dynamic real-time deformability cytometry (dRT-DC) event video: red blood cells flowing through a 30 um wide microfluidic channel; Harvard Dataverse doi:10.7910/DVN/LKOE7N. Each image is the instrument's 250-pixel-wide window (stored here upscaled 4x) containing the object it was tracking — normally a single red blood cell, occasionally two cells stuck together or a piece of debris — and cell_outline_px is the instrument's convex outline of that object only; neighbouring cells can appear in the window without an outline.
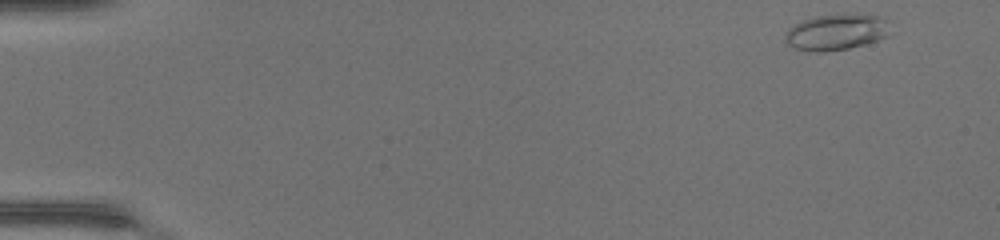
{"species": "common noctule bat (a hibernating species)", "species_latin": "Nyctalus noctula", "temperature_condition": "warm", "stored_images_in_passage": 45, "camera_frame_rate_fps": 3000, "um_per_image_px": 0.085, "animal": {"sex": "female", "body_mass_g": 17.0, "forearm_length_mm": 48.0}, "frame": {"image": 1, "passage_image": 1, "time_ms": 0.0, "image_size_px": [1000, 240], "cell_outline_px": [[884, 36], [876, 40], [864, 44], [848, 48], [824, 52], [816, 52], [796, 48], [788, 44], [784, 36], [796, 24], [804, 20], [816, 16], [880, 16], [884, 20]], "centroid_in_image_um": [70.98, 2.77], "position_along_channel_um": 14.0, "area_um2": 20.52}}
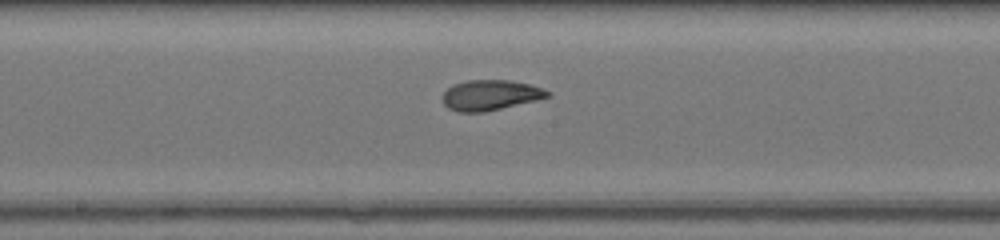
{"frame": {"image": 2, "passage_image": 24, "time_ms": 7.667, "image_size_px": [1000, 240], "cell_outline_px": [[552, 96], [536, 100], [484, 112], [456, 112], [448, 108], [440, 100], [440, 96], [452, 84], [464, 80], [512, 80], [544, 88], [552, 92]], "centroid_in_image_um": [41.65, 8.08], "position_along_channel_um": 206.5, "area_um2": 18.9}}
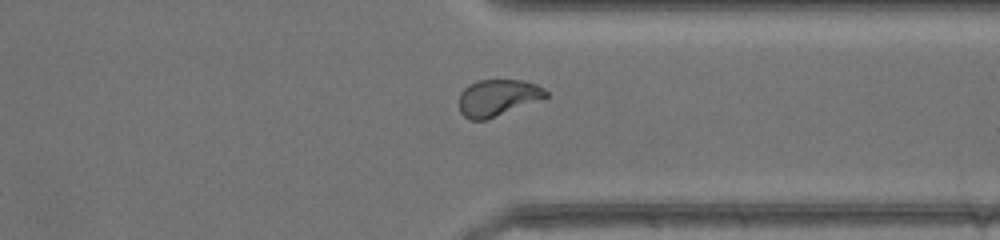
{"frame": {"image": 3, "passage_image": 35, "time_ms": 11.333, "image_size_px": [1000, 240], "cell_outline_px": [[548, 96], [484, 120], [472, 120], [464, 116], [460, 112], [460, 92], [468, 84], [480, 80], [520, 80], [536, 84], [544, 88], [548, 92]], "centroid_in_image_um": [42.27, 8.28], "position_along_channel_um": 369.1, "area_um2": 18.09}, "authors_computed_cell_mechanics": {"area_um2": 18.9006, "velocity_mm_per_s": 4.4471, "shape_relaxation_time_tau1_ms": 5.7394, "shape_relaxation_time_tau2_ms": 1.3061, "deformation_change_tau1": 0.2014, "deformation_change_tau2": 0.059}}